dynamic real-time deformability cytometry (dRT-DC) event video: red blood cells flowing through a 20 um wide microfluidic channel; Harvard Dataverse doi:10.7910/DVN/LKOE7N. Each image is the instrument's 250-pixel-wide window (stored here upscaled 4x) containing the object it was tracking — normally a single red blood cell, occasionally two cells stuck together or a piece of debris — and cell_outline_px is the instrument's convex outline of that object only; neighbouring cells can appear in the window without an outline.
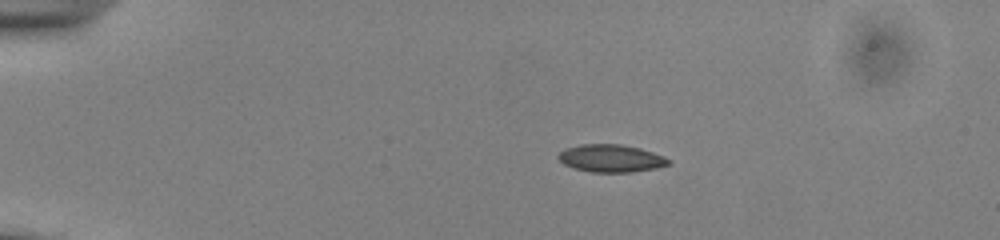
{"species": "common noctule bat (a hibernating species)", "species_latin": "Nyctalus noctula", "temperature_condition": "cold", "stored_images_in_passage": 44, "camera_frame_rate_fps": 3000, "um_per_image_px": 0.085, "animal": {"sex": "male", "body_mass_g": 13.0, "forearm_length_mm": 53.1}, "frame": {"image": 1, "passage_image": 1, "time_ms": 0.0, "image_size_px": [1000, 240], "cell_outline_px": [[672, 164], [656, 168], [632, 172], [592, 172], [576, 168], [564, 164], [556, 156], [564, 148], [580, 144], [620, 144], [640, 148], [664, 156], [672, 160]], "centroid_in_image_um": [51.96, 13.45], "position_along_channel_um": 33.0, "area_um2": 17.8}}
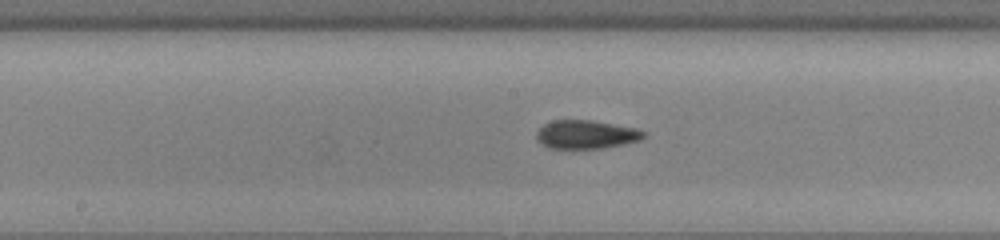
{"frame": {"image": 2, "passage_image": 19, "time_ms": 6.0, "image_size_px": [1000, 240], "cell_outline_px": [[648, 136], [640, 140], [624, 144], [600, 148], [548, 148], [536, 140], [536, 132], [544, 124], [552, 120], [592, 120], [636, 128], [644, 132]], "centroid_in_image_um": [49.81, 11.42], "position_along_channel_um": 198.4, "area_um2": 17.86}}
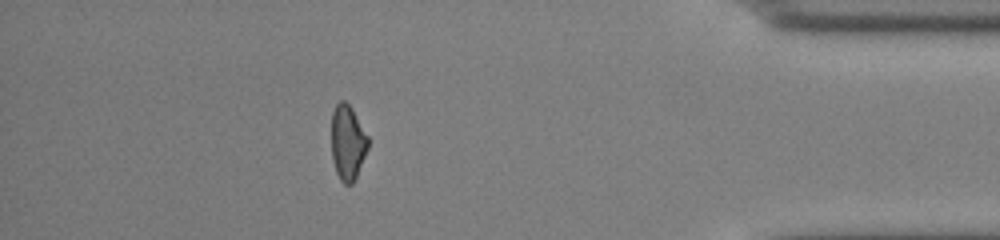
{"frame": {"image": 3, "passage_image": 38, "time_ms": 12.333, "image_size_px": [1000, 240], "cell_outline_px": [[368, 148], [356, 176], [352, 184], [344, 184], [340, 180], [336, 172], [332, 160], [332, 112], [336, 104], [340, 100], [344, 100], [352, 108], [368, 136]], "centroid_in_image_um": [29.54, 12.1], "position_along_channel_um": 405.7, "area_um2": 15.95}, "authors_computed_cell_mechanics": {"area_um2": 17.3689, "velocity_mm_per_s": 3.8567, "shape_relaxation_time_tau1_ms": null, "shape_relaxation_time_tau2_ms": 3.0604, "deformation_change_tau1": null, "deformation_change_tau2": 0.0926}}